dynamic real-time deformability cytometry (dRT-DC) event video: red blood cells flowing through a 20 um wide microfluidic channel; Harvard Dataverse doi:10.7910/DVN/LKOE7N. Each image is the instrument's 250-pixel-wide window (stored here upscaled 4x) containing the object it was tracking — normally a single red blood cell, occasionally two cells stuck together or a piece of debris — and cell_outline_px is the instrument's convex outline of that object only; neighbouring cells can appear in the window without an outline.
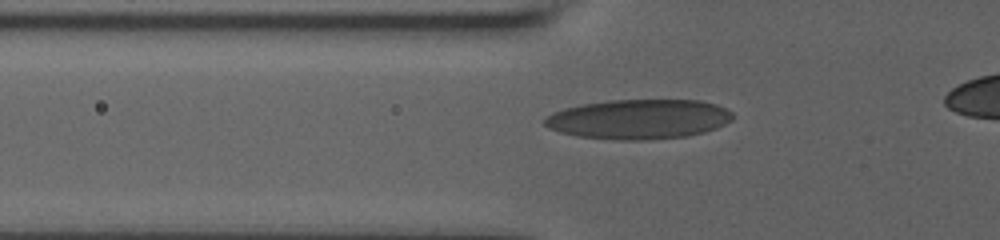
{"species": "human", "species_latin": "Homo sapiens", "temperature_condition": "room temperature", "stored_images_in_passage": 29, "camera_frame_rate_fps": 3000, "um_per_image_px": 0.085, "donor": {"sex": "male"}, "frame": {"image": 1, "passage_image": 2, "time_ms": 0.333, "image_size_px": [1000, 240], "cell_outline_px": [[732, 120], [716, 128], [704, 132], [688, 136], [644, 140], [616, 140], [576, 136], [560, 132], [548, 128], [544, 124], [544, 116], [552, 112], [564, 108], [584, 104], [608, 100], [700, 100], [716, 104], [732, 112]], "centroid_in_image_um": [54.27, 10.13], "position_along_channel_um": 71.5, "area_um2": 43.7}}
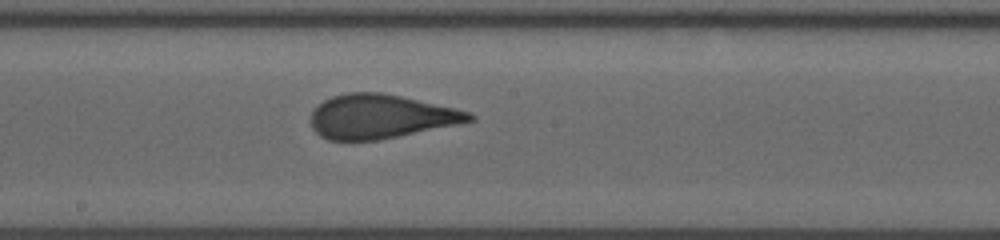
{"frame": {"image": 2, "passage_image": 12, "time_ms": 4.333, "image_size_px": [1000, 240], "cell_outline_px": [[476, 120], [460, 124], [376, 140], [328, 140], [320, 136], [312, 128], [312, 108], [324, 100], [332, 96], [348, 92], [380, 92], [400, 96], [452, 108], [468, 112], [476, 116]], "centroid_in_image_um": [32.32, 9.9], "position_along_channel_um": 215.9, "area_um2": 40.34}}
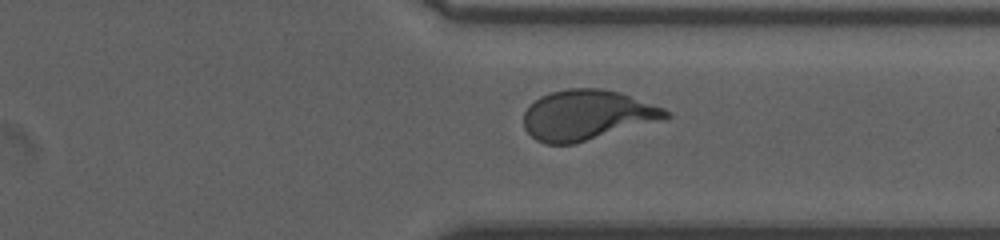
{"frame": {"image": 3, "passage_image": 22, "time_ms": 8.333, "image_size_px": [1000, 240], "cell_outline_px": [[672, 116], [668, 120], [572, 144], [544, 144], [536, 140], [524, 128], [524, 112], [540, 96], [552, 92], [568, 88], [600, 88], [620, 92], [664, 108], [672, 112]], "centroid_in_image_um": [49.97, 9.79], "position_along_channel_um": 361.4, "area_um2": 41.85}}